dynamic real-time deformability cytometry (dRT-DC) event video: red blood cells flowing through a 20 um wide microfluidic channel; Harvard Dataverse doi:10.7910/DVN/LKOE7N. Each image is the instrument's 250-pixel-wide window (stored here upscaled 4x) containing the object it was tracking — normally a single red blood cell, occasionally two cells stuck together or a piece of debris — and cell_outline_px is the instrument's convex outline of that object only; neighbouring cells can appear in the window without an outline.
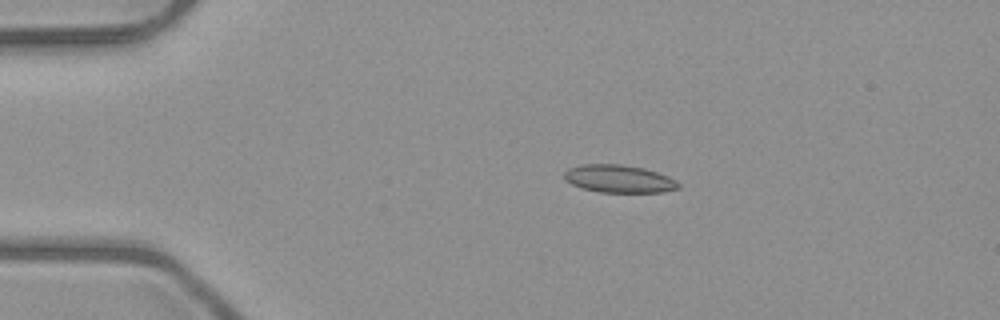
{"species": "common noctule bat (a hibernating species)", "species_latin": "Nyctalus noctula", "temperature_condition": "room temperature", "stored_images_in_passage": 5, "camera_frame_rate_fps": 3000, "um_per_image_px": 0.085, "animal": {"sex": "male", "body_mass_g": 23.1, "forearm_length_mm": 52.7}, "frame": {"image": 1, "passage_image": 4, "time_ms": 3.333, "image_size_px": [1000, 320], "cell_outline_px": [[680, 188], [660, 192], [600, 192], [580, 188], [564, 180], [564, 172], [568, 168], [580, 164], [620, 164], [644, 168], [668, 176], [676, 180], [680, 184]], "centroid_in_image_um": [52.58, 15.19], "position_along_channel_um": 32.4, "area_um2": 18.55}}